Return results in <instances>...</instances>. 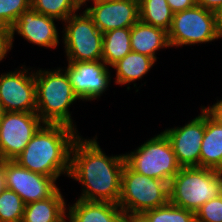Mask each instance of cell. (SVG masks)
<instances>
[{
    "label": "cell",
    "instance_id": "603a6c76",
    "mask_svg": "<svg viewBox=\"0 0 222 222\" xmlns=\"http://www.w3.org/2000/svg\"><path fill=\"white\" fill-rule=\"evenodd\" d=\"M141 216L146 222H196L193 211L175 206L170 202L164 206L147 210Z\"/></svg>",
    "mask_w": 222,
    "mask_h": 222
},
{
    "label": "cell",
    "instance_id": "7402d4cb",
    "mask_svg": "<svg viewBox=\"0 0 222 222\" xmlns=\"http://www.w3.org/2000/svg\"><path fill=\"white\" fill-rule=\"evenodd\" d=\"M174 12L167 0H139V20L169 31Z\"/></svg>",
    "mask_w": 222,
    "mask_h": 222
},
{
    "label": "cell",
    "instance_id": "4316f807",
    "mask_svg": "<svg viewBox=\"0 0 222 222\" xmlns=\"http://www.w3.org/2000/svg\"><path fill=\"white\" fill-rule=\"evenodd\" d=\"M196 222H222V193L195 212Z\"/></svg>",
    "mask_w": 222,
    "mask_h": 222
},
{
    "label": "cell",
    "instance_id": "8992f818",
    "mask_svg": "<svg viewBox=\"0 0 222 222\" xmlns=\"http://www.w3.org/2000/svg\"><path fill=\"white\" fill-rule=\"evenodd\" d=\"M124 156L125 163L133 171L153 179L166 181L168 184L182 168L170 141L163 132Z\"/></svg>",
    "mask_w": 222,
    "mask_h": 222
},
{
    "label": "cell",
    "instance_id": "5bb4252c",
    "mask_svg": "<svg viewBox=\"0 0 222 222\" xmlns=\"http://www.w3.org/2000/svg\"><path fill=\"white\" fill-rule=\"evenodd\" d=\"M93 4L85 11L102 33L131 28L139 20V0H96Z\"/></svg>",
    "mask_w": 222,
    "mask_h": 222
},
{
    "label": "cell",
    "instance_id": "d6a6232c",
    "mask_svg": "<svg viewBox=\"0 0 222 222\" xmlns=\"http://www.w3.org/2000/svg\"><path fill=\"white\" fill-rule=\"evenodd\" d=\"M124 222H146L141 215L126 214Z\"/></svg>",
    "mask_w": 222,
    "mask_h": 222
},
{
    "label": "cell",
    "instance_id": "d4e9b609",
    "mask_svg": "<svg viewBox=\"0 0 222 222\" xmlns=\"http://www.w3.org/2000/svg\"><path fill=\"white\" fill-rule=\"evenodd\" d=\"M25 203L13 190L5 188L0 194V222H21Z\"/></svg>",
    "mask_w": 222,
    "mask_h": 222
},
{
    "label": "cell",
    "instance_id": "3957f363",
    "mask_svg": "<svg viewBox=\"0 0 222 222\" xmlns=\"http://www.w3.org/2000/svg\"><path fill=\"white\" fill-rule=\"evenodd\" d=\"M63 71V72H62ZM36 113L44 124H62L75 128L69 106L78 96L64 69L38 70L35 73Z\"/></svg>",
    "mask_w": 222,
    "mask_h": 222
},
{
    "label": "cell",
    "instance_id": "9a60e30c",
    "mask_svg": "<svg viewBox=\"0 0 222 222\" xmlns=\"http://www.w3.org/2000/svg\"><path fill=\"white\" fill-rule=\"evenodd\" d=\"M54 20L56 19L40 14L32 8L22 12L11 27L12 43L16 31L29 43L39 47L56 48L59 44V36Z\"/></svg>",
    "mask_w": 222,
    "mask_h": 222
},
{
    "label": "cell",
    "instance_id": "ac0fdd59",
    "mask_svg": "<svg viewBox=\"0 0 222 222\" xmlns=\"http://www.w3.org/2000/svg\"><path fill=\"white\" fill-rule=\"evenodd\" d=\"M131 51L149 56L155 60L156 51L170 47L168 32L138 20L131 27Z\"/></svg>",
    "mask_w": 222,
    "mask_h": 222
},
{
    "label": "cell",
    "instance_id": "d6986e66",
    "mask_svg": "<svg viewBox=\"0 0 222 222\" xmlns=\"http://www.w3.org/2000/svg\"><path fill=\"white\" fill-rule=\"evenodd\" d=\"M65 205L59 189L52 197L26 204L21 222H67Z\"/></svg>",
    "mask_w": 222,
    "mask_h": 222
},
{
    "label": "cell",
    "instance_id": "ffe728a7",
    "mask_svg": "<svg viewBox=\"0 0 222 222\" xmlns=\"http://www.w3.org/2000/svg\"><path fill=\"white\" fill-rule=\"evenodd\" d=\"M155 62L156 60L149 56L131 51L112 65V68L116 69L115 84L125 85L141 79Z\"/></svg>",
    "mask_w": 222,
    "mask_h": 222
},
{
    "label": "cell",
    "instance_id": "7c38bea8",
    "mask_svg": "<svg viewBox=\"0 0 222 222\" xmlns=\"http://www.w3.org/2000/svg\"><path fill=\"white\" fill-rule=\"evenodd\" d=\"M65 69L74 93L81 100L100 98L107 90L111 77L103 60L68 62Z\"/></svg>",
    "mask_w": 222,
    "mask_h": 222
},
{
    "label": "cell",
    "instance_id": "d590c367",
    "mask_svg": "<svg viewBox=\"0 0 222 222\" xmlns=\"http://www.w3.org/2000/svg\"><path fill=\"white\" fill-rule=\"evenodd\" d=\"M3 109H2V106H1V103H0V120H1V117H2V114H3Z\"/></svg>",
    "mask_w": 222,
    "mask_h": 222
},
{
    "label": "cell",
    "instance_id": "4fadbf2b",
    "mask_svg": "<svg viewBox=\"0 0 222 222\" xmlns=\"http://www.w3.org/2000/svg\"><path fill=\"white\" fill-rule=\"evenodd\" d=\"M201 109V114L185 126L163 131L182 168L200 167V151L205 132V107Z\"/></svg>",
    "mask_w": 222,
    "mask_h": 222
},
{
    "label": "cell",
    "instance_id": "e0dca14e",
    "mask_svg": "<svg viewBox=\"0 0 222 222\" xmlns=\"http://www.w3.org/2000/svg\"><path fill=\"white\" fill-rule=\"evenodd\" d=\"M200 167L222 172V124L205 107V132L200 151Z\"/></svg>",
    "mask_w": 222,
    "mask_h": 222
},
{
    "label": "cell",
    "instance_id": "9c48e42d",
    "mask_svg": "<svg viewBox=\"0 0 222 222\" xmlns=\"http://www.w3.org/2000/svg\"><path fill=\"white\" fill-rule=\"evenodd\" d=\"M44 123L36 112H3L0 120V158L15 160Z\"/></svg>",
    "mask_w": 222,
    "mask_h": 222
},
{
    "label": "cell",
    "instance_id": "e575fe53",
    "mask_svg": "<svg viewBox=\"0 0 222 222\" xmlns=\"http://www.w3.org/2000/svg\"><path fill=\"white\" fill-rule=\"evenodd\" d=\"M74 1V3L76 4V6L79 8V10H80V8H81V6L83 5L84 6V4L86 3L87 4V2L86 1H89V0H73ZM92 1V0H91ZM96 0H93V2H95Z\"/></svg>",
    "mask_w": 222,
    "mask_h": 222
},
{
    "label": "cell",
    "instance_id": "ba28073f",
    "mask_svg": "<svg viewBox=\"0 0 222 222\" xmlns=\"http://www.w3.org/2000/svg\"><path fill=\"white\" fill-rule=\"evenodd\" d=\"M63 29V43L68 62L102 60L103 33L84 10L69 16Z\"/></svg>",
    "mask_w": 222,
    "mask_h": 222
},
{
    "label": "cell",
    "instance_id": "2e32d148",
    "mask_svg": "<svg viewBox=\"0 0 222 222\" xmlns=\"http://www.w3.org/2000/svg\"><path fill=\"white\" fill-rule=\"evenodd\" d=\"M67 211L69 222H124L126 216L118 204L106 201L78 199Z\"/></svg>",
    "mask_w": 222,
    "mask_h": 222
},
{
    "label": "cell",
    "instance_id": "8fae6325",
    "mask_svg": "<svg viewBox=\"0 0 222 222\" xmlns=\"http://www.w3.org/2000/svg\"><path fill=\"white\" fill-rule=\"evenodd\" d=\"M22 70L0 75V103L5 112H36L35 72Z\"/></svg>",
    "mask_w": 222,
    "mask_h": 222
},
{
    "label": "cell",
    "instance_id": "52a82bcc",
    "mask_svg": "<svg viewBox=\"0 0 222 222\" xmlns=\"http://www.w3.org/2000/svg\"><path fill=\"white\" fill-rule=\"evenodd\" d=\"M221 37L215 11L199 5L174 13L168 31L170 48L212 42Z\"/></svg>",
    "mask_w": 222,
    "mask_h": 222
},
{
    "label": "cell",
    "instance_id": "30bf717a",
    "mask_svg": "<svg viewBox=\"0 0 222 222\" xmlns=\"http://www.w3.org/2000/svg\"><path fill=\"white\" fill-rule=\"evenodd\" d=\"M56 180L20 166L14 160H5L6 188L16 192L26 204L52 197L59 188Z\"/></svg>",
    "mask_w": 222,
    "mask_h": 222
},
{
    "label": "cell",
    "instance_id": "f546056e",
    "mask_svg": "<svg viewBox=\"0 0 222 222\" xmlns=\"http://www.w3.org/2000/svg\"><path fill=\"white\" fill-rule=\"evenodd\" d=\"M196 5H199L203 8L216 11L222 6V0H195Z\"/></svg>",
    "mask_w": 222,
    "mask_h": 222
},
{
    "label": "cell",
    "instance_id": "7a4b0ae2",
    "mask_svg": "<svg viewBox=\"0 0 222 222\" xmlns=\"http://www.w3.org/2000/svg\"><path fill=\"white\" fill-rule=\"evenodd\" d=\"M62 124H43L14 160L36 173L58 179L69 175L70 156L77 130Z\"/></svg>",
    "mask_w": 222,
    "mask_h": 222
},
{
    "label": "cell",
    "instance_id": "f1b7e54d",
    "mask_svg": "<svg viewBox=\"0 0 222 222\" xmlns=\"http://www.w3.org/2000/svg\"><path fill=\"white\" fill-rule=\"evenodd\" d=\"M167 3L174 13L189 9L196 5L195 0H167Z\"/></svg>",
    "mask_w": 222,
    "mask_h": 222
},
{
    "label": "cell",
    "instance_id": "277c9868",
    "mask_svg": "<svg viewBox=\"0 0 222 222\" xmlns=\"http://www.w3.org/2000/svg\"><path fill=\"white\" fill-rule=\"evenodd\" d=\"M222 193V172L204 167H183L169 184V202L194 213Z\"/></svg>",
    "mask_w": 222,
    "mask_h": 222
},
{
    "label": "cell",
    "instance_id": "cb8c5ba5",
    "mask_svg": "<svg viewBox=\"0 0 222 222\" xmlns=\"http://www.w3.org/2000/svg\"><path fill=\"white\" fill-rule=\"evenodd\" d=\"M31 8L63 22L79 9L73 0H31Z\"/></svg>",
    "mask_w": 222,
    "mask_h": 222
},
{
    "label": "cell",
    "instance_id": "44dd1931",
    "mask_svg": "<svg viewBox=\"0 0 222 222\" xmlns=\"http://www.w3.org/2000/svg\"><path fill=\"white\" fill-rule=\"evenodd\" d=\"M131 28H118L103 33L102 60L112 66L131 52Z\"/></svg>",
    "mask_w": 222,
    "mask_h": 222
},
{
    "label": "cell",
    "instance_id": "6da1fadb",
    "mask_svg": "<svg viewBox=\"0 0 222 222\" xmlns=\"http://www.w3.org/2000/svg\"><path fill=\"white\" fill-rule=\"evenodd\" d=\"M96 139L76 138L71 149L68 177L82 184L79 199L118 204L125 156H107Z\"/></svg>",
    "mask_w": 222,
    "mask_h": 222
},
{
    "label": "cell",
    "instance_id": "836d02e7",
    "mask_svg": "<svg viewBox=\"0 0 222 222\" xmlns=\"http://www.w3.org/2000/svg\"><path fill=\"white\" fill-rule=\"evenodd\" d=\"M215 13H216L217 27H218L220 34L222 35V6L220 8H218L215 11Z\"/></svg>",
    "mask_w": 222,
    "mask_h": 222
},
{
    "label": "cell",
    "instance_id": "1f68e13d",
    "mask_svg": "<svg viewBox=\"0 0 222 222\" xmlns=\"http://www.w3.org/2000/svg\"><path fill=\"white\" fill-rule=\"evenodd\" d=\"M5 188V160L0 158V194Z\"/></svg>",
    "mask_w": 222,
    "mask_h": 222
},
{
    "label": "cell",
    "instance_id": "83f0119b",
    "mask_svg": "<svg viewBox=\"0 0 222 222\" xmlns=\"http://www.w3.org/2000/svg\"><path fill=\"white\" fill-rule=\"evenodd\" d=\"M12 31L11 28L0 26V61H2L7 52L12 48Z\"/></svg>",
    "mask_w": 222,
    "mask_h": 222
},
{
    "label": "cell",
    "instance_id": "5b68a950",
    "mask_svg": "<svg viewBox=\"0 0 222 222\" xmlns=\"http://www.w3.org/2000/svg\"><path fill=\"white\" fill-rule=\"evenodd\" d=\"M169 202V184L133 171L126 163L121 176L118 205L125 214L141 215L143 212Z\"/></svg>",
    "mask_w": 222,
    "mask_h": 222
},
{
    "label": "cell",
    "instance_id": "4dcf8cb0",
    "mask_svg": "<svg viewBox=\"0 0 222 222\" xmlns=\"http://www.w3.org/2000/svg\"><path fill=\"white\" fill-rule=\"evenodd\" d=\"M206 109L222 124V99Z\"/></svg>",
    "mask_w": 222,
    "mask_h": 222
},
{
    "label": "cell",
    "instance_id": "484cf974",
    "mask_svg": "<svg viewBox=\"0 0 222 222\" xmlns=\"http://www.w3.org/2000/svg\"><path fill=\"white\" fill-rule=\"evenodd\" d=\"M31 8V0H0V26L11 28L22 12Z\"/></svg>",
    "mask_w": 222,
    "mask_h": 222
}]
</instances>
